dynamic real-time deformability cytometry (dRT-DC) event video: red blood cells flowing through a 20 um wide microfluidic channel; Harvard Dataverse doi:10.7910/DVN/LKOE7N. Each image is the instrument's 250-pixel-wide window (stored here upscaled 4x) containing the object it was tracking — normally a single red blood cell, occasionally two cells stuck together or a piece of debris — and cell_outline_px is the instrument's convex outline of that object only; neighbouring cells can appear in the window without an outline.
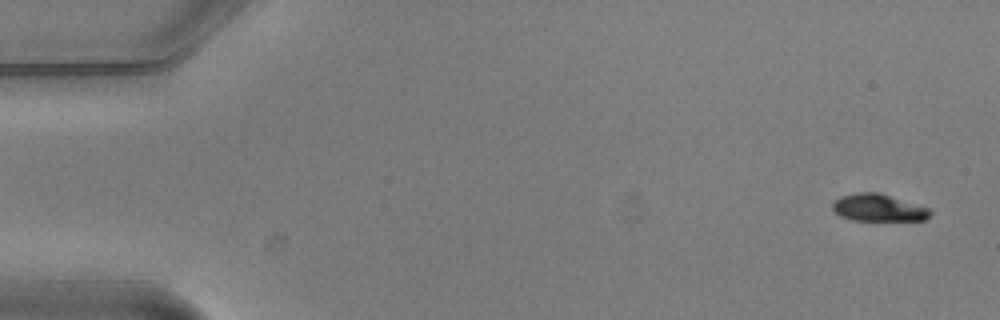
{"species": "common noctule bat (a hibernating species)", "species_latin": "Nyctalus noctula", "temperature_condition": "warm", "stored_images_in_passage": 5, "camera_frame_rate_fps": 3000, "um_per_image_px": 0.085, "animal": {"sex": "male", "body_mass_g": 20.5, "forearm_length_mm": 52.5}, "frame": {"image": 1, "passage_image": 1, "time_ms": 0.0, "image_size_px": [1000, 320], "cell_outline_px": [[932, 212], [924, 220], [852, 220], [840, 216], [832, 208], [832, 204], [840, 196], [856, 192], [880, 192], [928, 208]], "centroid_in_image_um": [74.63, 17.65], "position_along_channel_um": 10.4, "area_um2": 15.37}}
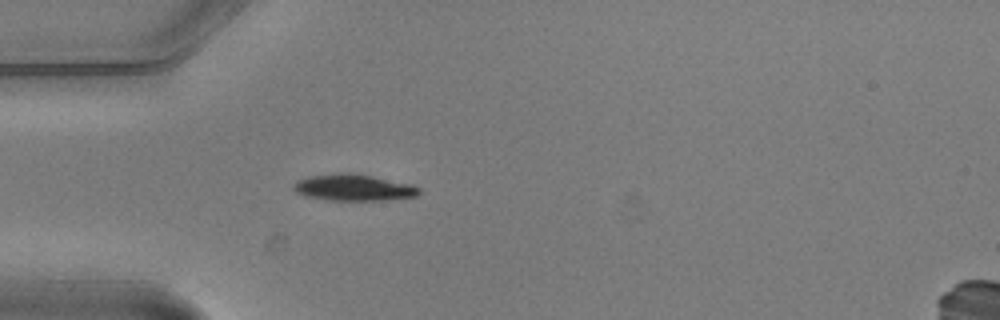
{"frame": {"image": 2, "passage_image": 5, "time_ms": 1.333, "image_size_px": [1000, 320], "cell_outline_px": [[420, 192], [416, 196], [384, 200], [328, 200], [304, 196], [296, 192], [292, 188], [292, 184], [296, 180], [308, 176], [340, 172], [348, 172], [372, 176], [412, 184], [420, 188]], "centroid_in_image_um": [30.0, 15.93], "position_along_channel_um": 55.0, "area_um2": 19.54}}